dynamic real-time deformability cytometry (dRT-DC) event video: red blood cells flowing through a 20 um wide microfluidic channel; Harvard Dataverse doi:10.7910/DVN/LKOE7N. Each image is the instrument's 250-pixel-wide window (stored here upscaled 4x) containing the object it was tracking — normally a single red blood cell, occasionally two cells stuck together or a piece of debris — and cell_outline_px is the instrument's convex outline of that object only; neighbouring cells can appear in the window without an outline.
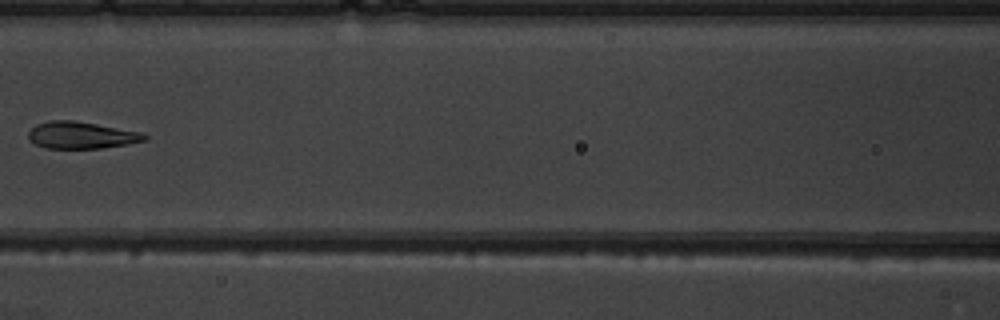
{"species": "common noctule bat (a hibernating species)", "species_latin": "Nyctalus noctula", "temperature_condition": "warm", "stored_images_in_passage": 8, "camera_frame_rate_fps": 3000, "um_per_image_px": 0.085, "animal": {"sex": "male", "body_mass_g": 19.5, "forearm_length_mm": 54.6}, "frame": {"image": 1, "passage_image": 7, "time_ms": 7.0, "image_size_px": [1000, 320], "cell_outline_px": [[148, 140], [128, 144], [100, 148], [44, 148], [28, 140], [28, 132], [36, 124], [48, 120], [72, 120], [96, 124], [140, 132], [148, 136]], "centroid_in_image_um": [6.88, 11.49], "position_along_channel_um": 159.7, "area_um2": 18.21}}
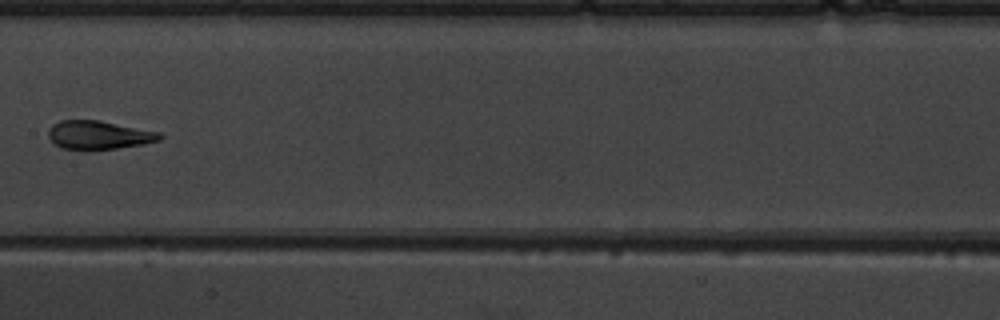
{"frame": {"image": 2, "passage_image": 8, "time_ms": 8.0, "image_size_px": [1000, 320], "cell_outline_px": [[164, 136], [160, 140], [140, 144], [116, 148], [88, 152], [84, 152], [60, 148], [48, 136], [48, 132], [52, 124], [60, 120], [100, 120], [160, 132]], "centroid_in_image_um": [8.36, 11.5], "position_along_channel_um": 199.0, "area_um2": 18.96}}